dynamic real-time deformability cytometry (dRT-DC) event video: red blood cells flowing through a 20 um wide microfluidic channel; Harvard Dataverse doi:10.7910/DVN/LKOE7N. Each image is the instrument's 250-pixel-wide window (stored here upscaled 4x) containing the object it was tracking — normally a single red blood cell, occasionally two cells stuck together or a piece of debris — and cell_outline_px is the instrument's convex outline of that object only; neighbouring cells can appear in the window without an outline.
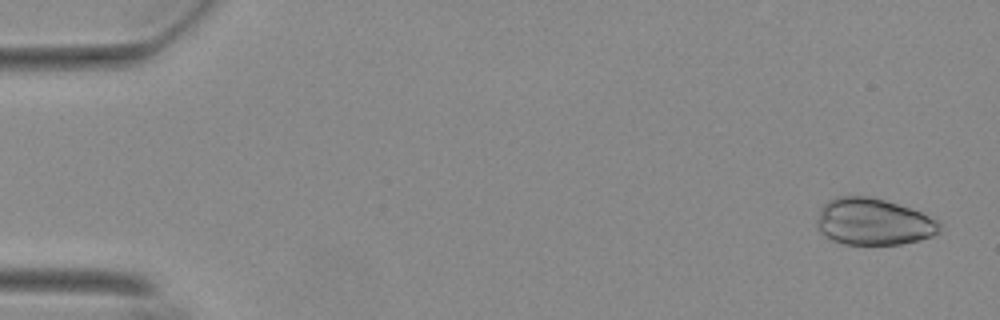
{"species": "Egyptian fruit bat (a non-hibernating species)", "species_latin": "Rousettus aegyptiacus", "temperature_condition": "warm", "stored_images_in_passage": 8, "camera_frame_rate_fps": 3000, "um_per_image_px": 0.085, "animal": {"sex": "female"}, "frame": {"image": 1, "passage_image": 2, "time_ms": 0.333, "image_size_px": [1000, 320], "cell_outline_px": [[940, 228], [932, 236], [900, 244], [844, 244], [832, 240], [824, 236], [820, 232], [816, 224], [816, 220], [820, 208], [828, 200], [836, 196], [868, 196], [884, 200], [920, 212], [940, 220]], "centroid_in_image_um": [74.19, 18.84], "position_along_channel_um": 10.8, "area_um2": 33.29}}